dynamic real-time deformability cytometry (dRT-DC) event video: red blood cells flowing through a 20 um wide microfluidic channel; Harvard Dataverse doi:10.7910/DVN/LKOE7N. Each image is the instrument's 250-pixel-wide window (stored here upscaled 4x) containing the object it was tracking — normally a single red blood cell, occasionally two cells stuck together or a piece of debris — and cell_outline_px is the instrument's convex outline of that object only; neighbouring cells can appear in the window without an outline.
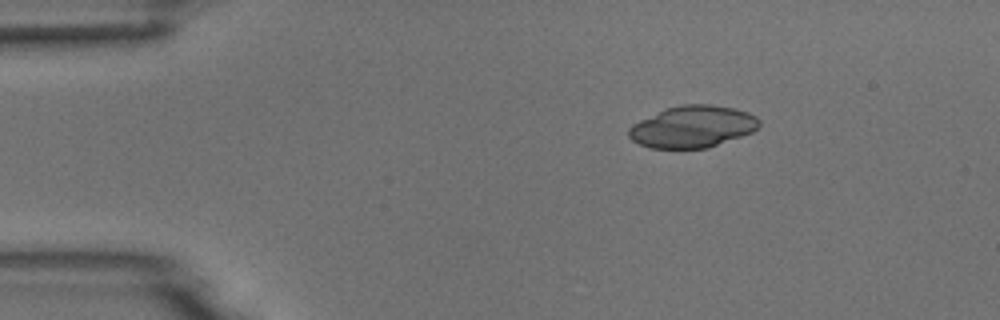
{"species": "common noctule bat (a hibernating species)", "species_latin": "Nyctalus noctula", "temperature_condition": "room temperature", "stored_images_in_passage": 5, "camera_frame_rate_fps": 3000, "um_per_image_px": 0.085, "animal": {"sex": "male", "body_mass_g": 18.8}, "frame": {"image": 1, "passage_image": 3, "time_ms": 2.333, "image_size_px": [1000, 320], "cell_outline_px": [[760, 124], [752, 132], [708, 148], [648, 148], [632, 140], [628, 136], [628, 128], [632, 124], [664, 108], [680, 104], [712, 104], [732, 108], [748, 112], [756, 116], [760, 120]], "centroid_in_image_um": [58.84, 10.76], "position_along_channel_um": 26.2, "area_um2": 31.91}}